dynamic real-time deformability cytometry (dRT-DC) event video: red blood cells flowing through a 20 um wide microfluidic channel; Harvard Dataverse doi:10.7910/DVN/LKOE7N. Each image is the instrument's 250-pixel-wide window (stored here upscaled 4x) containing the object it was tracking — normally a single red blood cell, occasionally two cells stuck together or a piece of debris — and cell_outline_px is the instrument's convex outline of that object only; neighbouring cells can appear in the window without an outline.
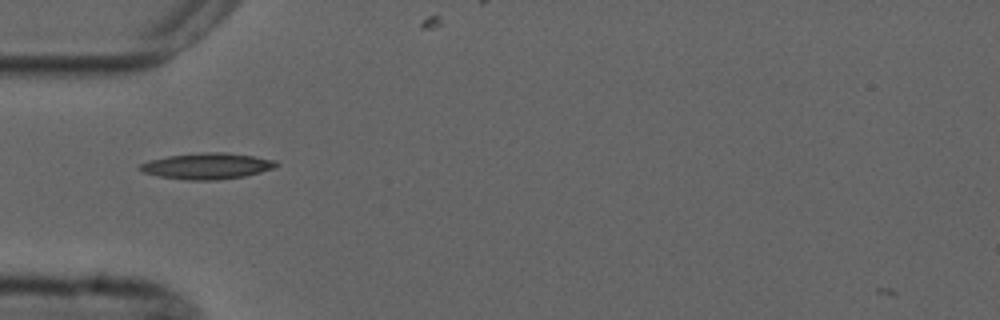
{"species": "common noctule bat (a hibernating species)", "species_latin": "Nyctalus noctula", "temperature_condition": "cold", "stored_images_in_passage": 10, "camera_frame_rate_fps": 3000, "um_per_image_px": 0.085, "animal": {"sex": "male", "forearm_length_mm": 52.5}, "frame": {"image": 1, "passage_image": 1, "time_ms": 0.0, "image_size_px": [1000, 320], "cell_outline_px": [[280, 164], [272, 168], [260, 172], [244, 176], [216, 180], [188, 180], [160, 176], [144, 172], [136, 168], [140, 164], [148, 160], [168, 156], [204, 152], [224, 152], [252, 156], [276, 160]], "centroid_in_image_um": [17.59, 14.11], "position_along_channel_um": 67.4, "area_um2": 20.58}}
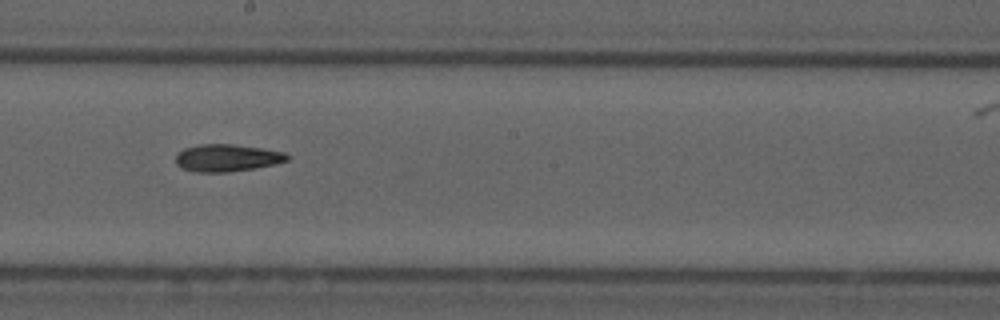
{"frame": {"image": 2, "passage_image": 5, "time_ms": 4.333, "image_size_px": [1000, 320], "cell_outline_px": [[292, 156], [288, 160], [276, 164], [228, 172], [196, 172], [180, 168], [176, 164], [176, 152], [184, 148], [200, 144], [232, 144], [260, 148], [284, 152]], "centroid_in_image_um": [19.27, 13.42], "position_along_channel_um": 228.9, "area_um2": 17.8}}
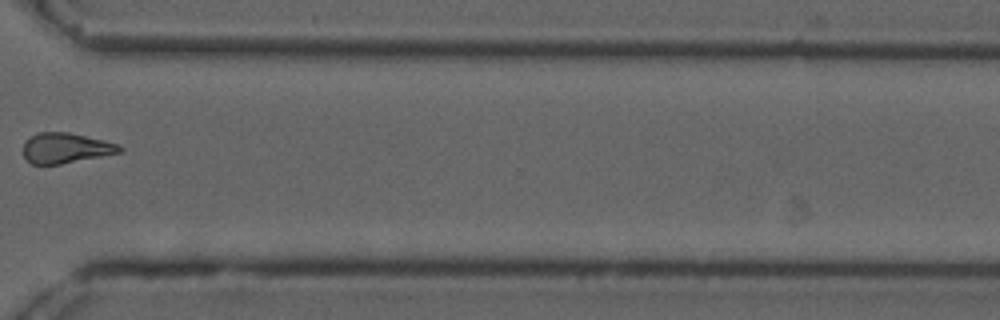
{"frame": {"image": 3, "passage_image": 8, "time_ms": 8.0, "image_size_px": [1000, 320], "cell_outline_px": [[124, 148], [120, 152], [60, 164], [32, 164], [24, 156], [24, 140], [36, 132], [68, 132], [116, 144]], "centroid_in_image_um": [5.52, 12.57], "position_along_channel_um": 365.1, "area_um2": 16.65}}